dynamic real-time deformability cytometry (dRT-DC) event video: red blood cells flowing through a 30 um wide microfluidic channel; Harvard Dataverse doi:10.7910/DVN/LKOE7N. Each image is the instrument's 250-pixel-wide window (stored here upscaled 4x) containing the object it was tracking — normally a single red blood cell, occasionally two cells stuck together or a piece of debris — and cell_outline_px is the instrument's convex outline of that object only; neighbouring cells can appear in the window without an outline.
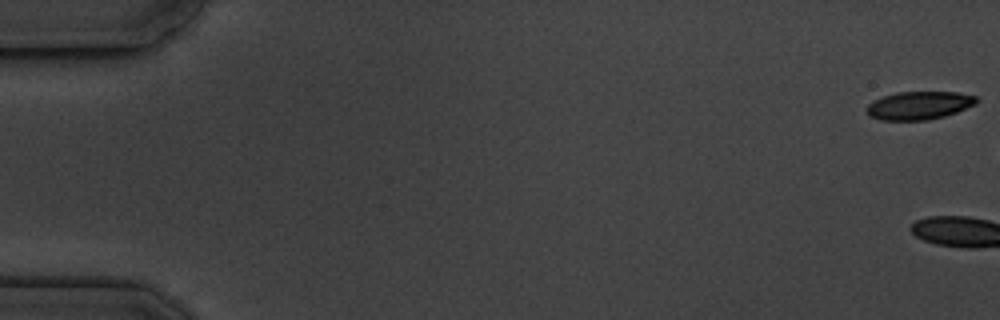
{"species": "common noctule bat (a hibernating species)", "species_latin": "Nyctalus noctula", "temperature_condition": "cold", "stored_images_in_passage": 9, "camera_frame_rate_fps": 3000, "um_per_image_px": 0.085, "animal": {"sex": "male", "body_mass_g": 19.5, "forearm_length_mm": 54.6}, "frame": {"image": 1, "passage_image": 1, "time_ms": 0.0, "image_size_px": [1000, 320], "cell_outline_px": [[980, 100], [976, 104], [956, 112], [944, 116], [928, 120], [880, 120], [868, 116], [868, 104], [884, 96], [896, 92], [956, 92], [976, 96]], "centroid_in_image_um": [78.15, 8.96], "position_along_channel_um": 6.8, "area_um2": 17.92}}
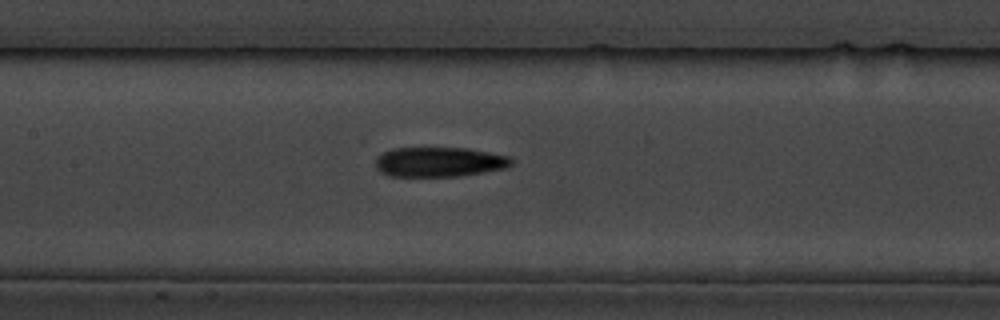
{"frame": {"image": 2, "passage_image": 9, "time_ms": 11.0, "image_size_px": [1000, 320], "cell_outline_px": [[512, 164], [508, 168], [460, 176], [392, 176], [380, 172], [376, 168], [376, 156], [392, 148], [468, 148], [508, 156], [512, 160]], "centroid_in_image_um": [37.33, 13.76], "position_along_channel_um": 170.1, "area_um2": 23.58}}